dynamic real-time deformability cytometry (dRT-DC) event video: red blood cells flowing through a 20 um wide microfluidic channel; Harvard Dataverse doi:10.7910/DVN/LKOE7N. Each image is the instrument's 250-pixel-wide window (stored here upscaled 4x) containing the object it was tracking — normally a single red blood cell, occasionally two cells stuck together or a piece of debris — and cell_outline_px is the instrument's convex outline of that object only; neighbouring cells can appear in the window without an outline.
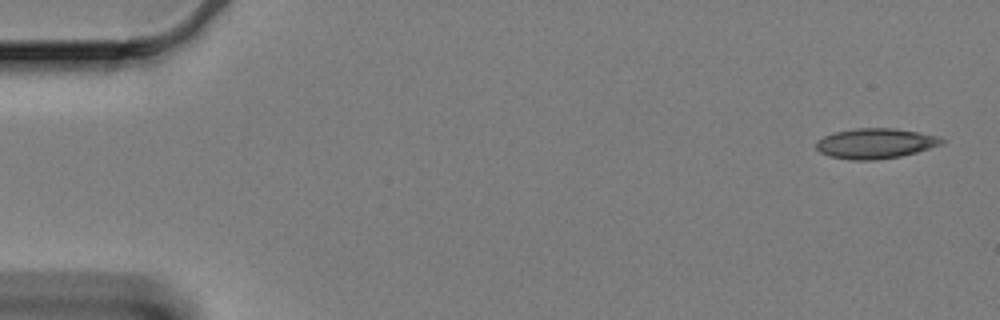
{"species": "Egyptian fruit bat (a non-hibernating species)", "species_latin": "Rousettus aegyptiacus", "temperature_condition": "cold", "stored_images_in_passage": 54, "camera_frame_rate_fps": 3000, "um_per_image_px": 0.085, "animal": {"sex": "female"}, "frame": {"image": 1, "passage_image": 1, "time_ms": 0.0, "image_size_px": [1000, 320], "cell_outline_px": [[944, 144], [916, 152], [900, 156], [872, 160], [852, 160], [832, 156], [820, 152], [816, 148], [816, 144], [824, 136], [836, 132], [856, 128], [892, 128], [940, 136], [944, 140]], "centroid_in_image_um": [74.44, 12.19], "position_along_channel_um": 10.6, "area_um2": 21.79}}
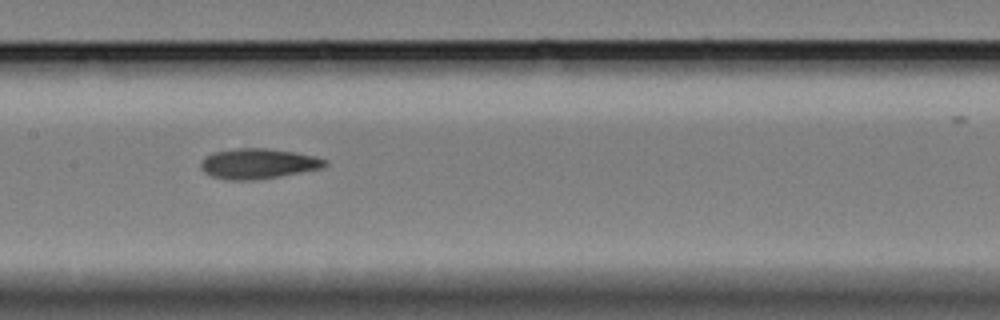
{"frame": {"image": 2, "passage_image": 28, "time_ms": 9.0, "image_size_px": [1000, 320], "cell_outline_px": [[328, 164], [324, 168], [280, 176], [256, 180], [224, 180], [212, 176], [204, 172], [200, 168], [200, 164], [212, 152], [236, 148], [268, 148], [296, 152], [328, 160]], "centroid_in_image_um": [21.96, 13.91], "position_along_channel_um": 185.4, "area_um2": 22.02}}
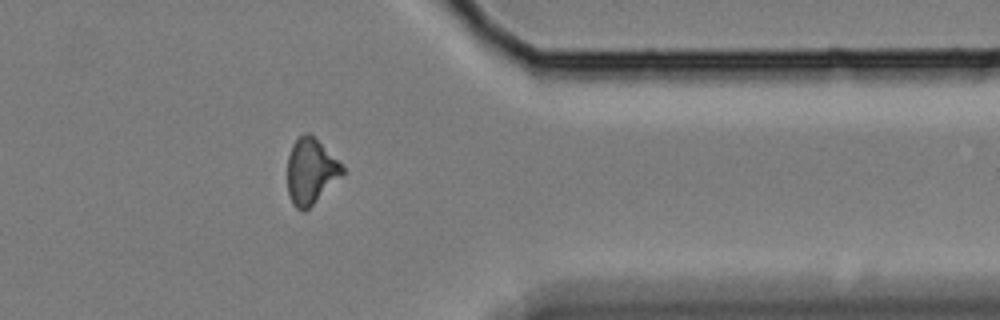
{"frame": {"image": 3, "passage_image": 47, "time_ms": 15.333, "image_size_px": [1000, 320], "cell_outline_px": [[344, 172], [304, 212], [300, 212], [292, 204], [288, 192], [288, 156], [292, 144], [304, 132], [308, 132], [344, 168]], "centroid_in_image_um": [26.36, 14.58], "position_along_channel_um": 385.0, "area_um2": 20.23}}